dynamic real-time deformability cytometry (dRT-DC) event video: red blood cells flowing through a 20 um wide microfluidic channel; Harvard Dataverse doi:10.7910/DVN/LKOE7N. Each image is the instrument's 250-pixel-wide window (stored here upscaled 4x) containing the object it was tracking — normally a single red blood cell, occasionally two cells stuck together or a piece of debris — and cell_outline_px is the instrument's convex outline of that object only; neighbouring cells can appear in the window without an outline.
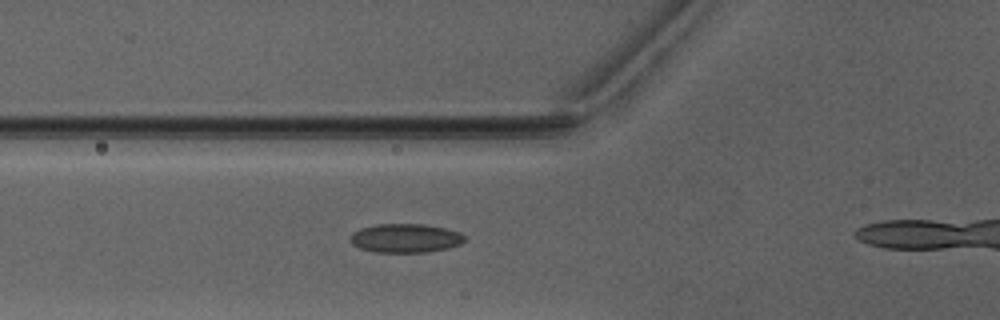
{"species": "Egyptian fruit bat (a non-hibernating species)", "species_latin": "Rousettus aegyptiacus", "temperature_condition": "warm", "stored_images_in_passage": 30, "camera_frame_rate_fps": 3000, "um_per_image_px": 0.085, "animal": {"sex": "male"}, "frame": {"image": 1, "passage_image": 7, "time_ms": 2.0, "image_size_px": [1000, 320], "cell_outline_px": [[464, 240], [460, 244], [448, 248], [428, 252], [372, 252], [360, 248], [352, 244], [352, 232], [360, 228], [376, 224], [424, 224], [444, 228], [460, 232], [464, 236]], "centroid_in_image_um": [34.45, 20.24], "position_along_channel_um": 91.3, "area_um2": 19.19}}
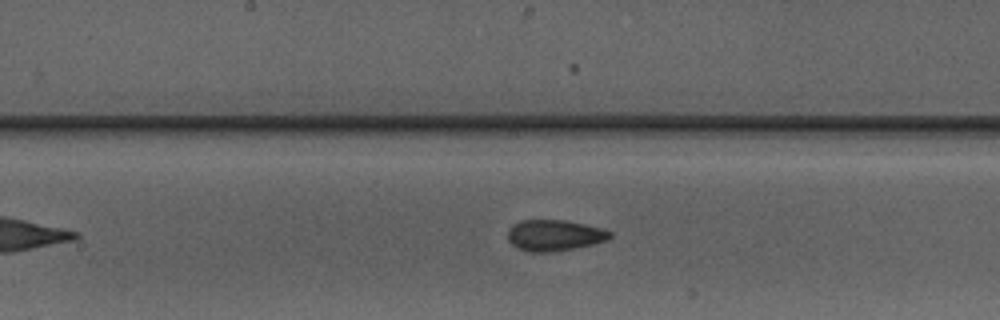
{"frame": {"image": 2, "passage_image": 15, "time_ms": 4.667, "image_size_px": [1000, 320], "cell_outline_px": [[612, 236], [608, 240], [592, 244], [552, 252], [532, 252], [520, 248], [512, 244], [508, 240], [508, 228], [512, 224], [520, 220], [564, 220], [604, 228], [612, 232]], "centroid_in_image_um": [47.13, 19.99], "position_along_channel_um": 201.1, "area_um2": 18.5}}
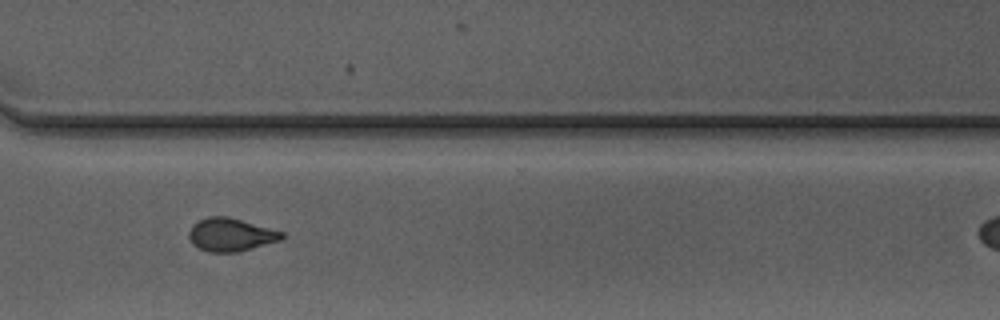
{"frame": {"image": 3, "passage_image": 26, "time_ms": 8.333, "image_size_px": [1000, 320], "cell_outline_px": [[284, 236], [280, 240], [236, 252], [208, 252], [192, 244], [188, 236], [188, 232], [192, 224], [208, 216], [228, 216], [284, 232]], "centroid_in_image_um": [19.57, 19.94], "position_along_channel_um": 351.0, "area_um2": 17.8}}